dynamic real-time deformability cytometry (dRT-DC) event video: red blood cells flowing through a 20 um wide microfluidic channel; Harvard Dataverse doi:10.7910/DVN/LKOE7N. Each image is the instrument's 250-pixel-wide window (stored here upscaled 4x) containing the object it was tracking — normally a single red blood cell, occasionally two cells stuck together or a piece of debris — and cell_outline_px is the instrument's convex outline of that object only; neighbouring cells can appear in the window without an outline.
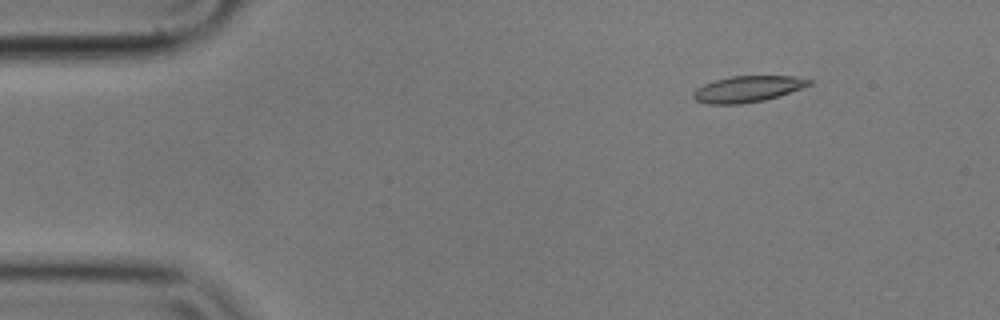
{"species": "common noctule bat (a hibernating species)", "species_latin": "Nyctalus noctula", "temperature_condition": "cold", "stored_images_in_passage": 9, "camera_frame_rate_fps": 3000, "um_per_image_px": 0.085, "animal": {"sex": "male", "body_mass_g": 17.9}, "frame": {"image": 1, "passage_image": 2, "time_ms": 0.333, "image_size_px": [1000, 320], "cell_outline_px": [[812, 84], [764, 100], [740, 104], [708, 104], [696, 100], [692, 96], [692, 92], [696, 88], [704, 84], [716, 80], [732, 76], [792, 76], [812, 80]], "centroid_in_image_um": [63.5, 7.56], "position_along_channel_um": 21.5, "area_um2": 17.4}}
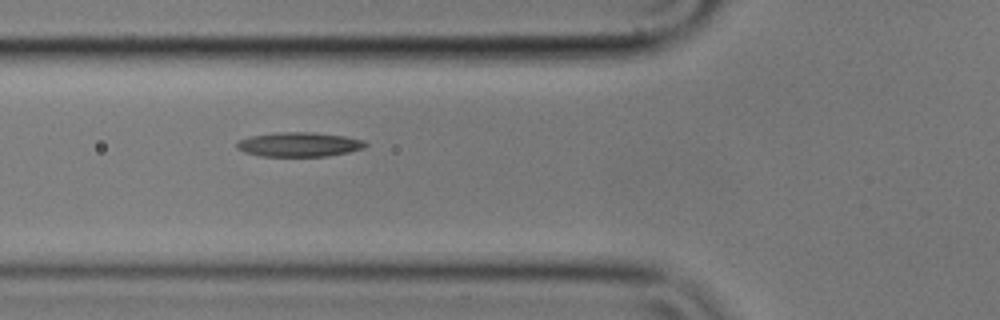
{"frame": {"image": 2, "passage_image": 6, "time_ms": 1.667, "image_size_px": [1000, 320], "cell_outline_px": [[368, 144], [364, 148], [348, 152], [328, 156], [260, 156], [244, 152], [236, 148], [236, 140], [248, 136], [276, 132], [312, 132], [344, 136], [364, 140]], "centroid_in_image_um": [25.38, 12.27], "position_along_channel_um": 100.4, "area_um2": 18.5}}
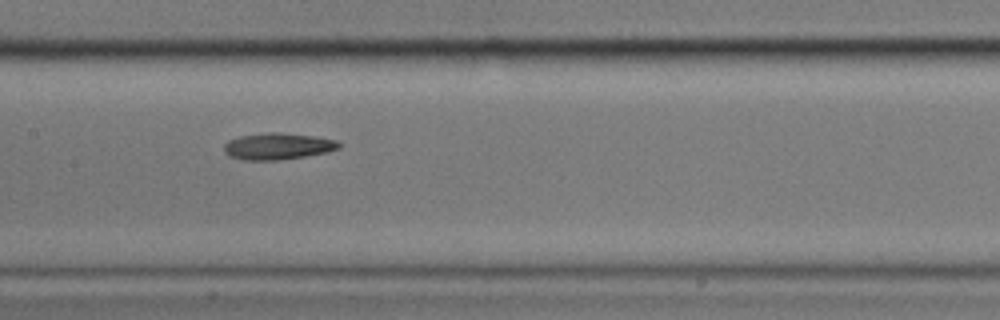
{"frame": {"image": 3, "passage_image": 8, "time_ms": 2.333, "image_size_px": [1000, 320], "cell_outline_px": [[340, 148], [328, 152], [280, 160], [244, 160], [228, 156], [224, 152], [224, 144], [228, 140], [240, 136], [268, 132], [280, 132], [312, 136], [336, 140], [340, 144]], "centroid_in_image_um": [23.58, 12.43], "position_along_channel_um": 183.8, "area_um2": 17.8}}